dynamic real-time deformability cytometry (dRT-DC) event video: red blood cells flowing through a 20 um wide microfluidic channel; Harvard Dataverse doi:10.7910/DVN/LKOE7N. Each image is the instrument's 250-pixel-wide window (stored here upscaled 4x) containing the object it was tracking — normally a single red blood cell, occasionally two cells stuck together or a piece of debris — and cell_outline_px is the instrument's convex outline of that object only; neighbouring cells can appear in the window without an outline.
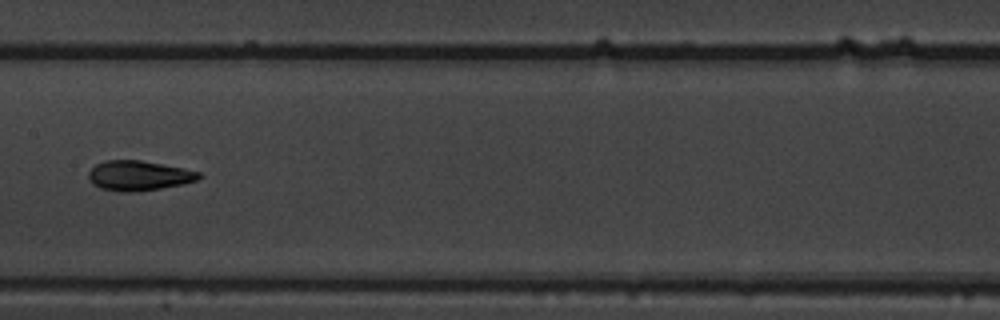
{"species": "common noctule bat (a hibernating species)", "species_latin": "Nyctalus noctula", "temperature_condition": "warm", "stored_images_in_passage": 10, "camera_frame_rate_fps": 3000, "um_per_image_px": 0.085, "animal": {"sex": "male", "body_mass_g": 19.5, "forearm_length_mm": 54.6}, "frame": {"image": 1, "passage_image": 7, "time_ms": 2.0, "image_size_px": [1000, 320], "cell_outline_px": [[204, 176], [196, 180], [180, 184], [160, 188], [132, 192], [120, 192], [100, 188], [92, 184], [88, 176], [88, 172], [96, 164], [104, 160], [140, 160], [184, 168], [200, 172]], "centroid_in_image_um": [11.77, 14.92], "position_along_channel_um": 195.6, "area_um2": 19.19}}
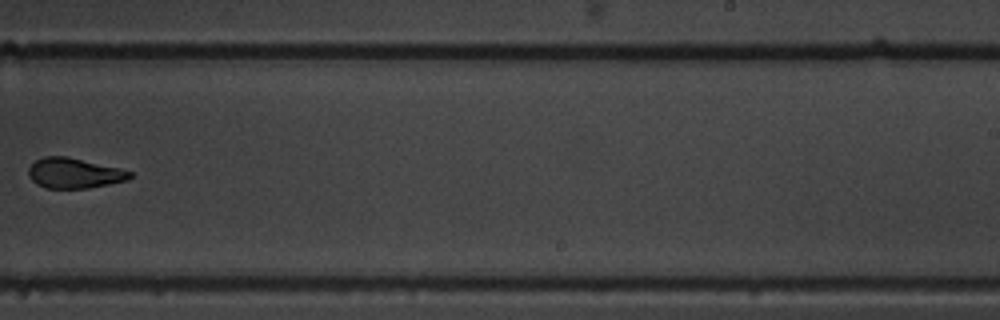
{"frame": {"image": 2, "passage_image": 9, "time_ms": 2.667, "image_size_px": [1000, 320], "cell_outline_px": [[132, 176], [128, 180], [88, 188], [48, 188], [36, 184], [28, 176], [28, 168], [36, 160], [44, 156], [68, 156], [120, 168], [132, 172]], "centroid_in_image_um": [6.3, 14.71], "position_along_channel_um": 282.7, "area_um2": 17.92}}
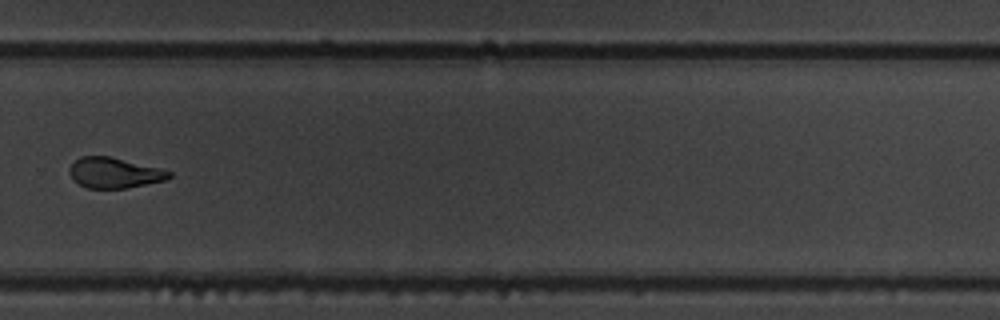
{"frame": {"image": 3, "passage_image": 10, "time_ms": 3.0, "image_size_px": [1000, 320], "cell_outline_px": [[172, 176], [164, 180], [128, 188], [88, 188], [72, 180], [68, 172], [68, 168], [80, 156], [112, 156], [160, 168], [172, 172]], "centroid_in_image_um": [9.7, 14.68], "position_along_channel_um": 320.1, "area_um2": 17.8}}